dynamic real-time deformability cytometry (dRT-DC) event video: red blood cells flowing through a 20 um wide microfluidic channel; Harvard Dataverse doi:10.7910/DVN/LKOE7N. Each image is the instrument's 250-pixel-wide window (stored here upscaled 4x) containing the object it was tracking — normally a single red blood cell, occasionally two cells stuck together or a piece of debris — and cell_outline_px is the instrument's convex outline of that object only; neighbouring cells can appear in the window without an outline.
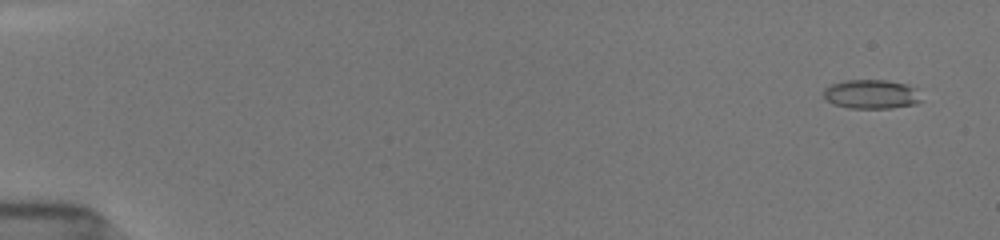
{"species": "common noctule bat (a hibernating species)", "species_latin": "Nyctalus noctula", "temperature_condition": "room temperature", "stored_images_in_passage": 12, "camera_frame_rate_fps": 3000, "um_per_image_px": 0.085, "animal": {"sex": "female", "body_mass_g": 19.5, "forearm_length_mm": 54.1}, "frame": {"image": 1, "passage_image": 2, "time_ms": 0.667, "image_size_px": [1000, 240], "cell_outline_px": [[920, 100], [916, 104], [892, 108], [848, 108], [832, 104], [824, 96], [824, 88], [832, 84], [844, 80], [888, 80], [908, 84], [916, 88]], "centroid_in_image_um": [74.06, 8.0], "position_along_channel_um": 10.9, "area_um2": 16.65}}
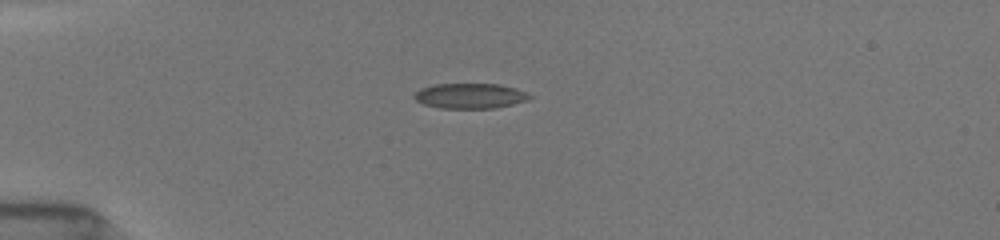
{"frame": {"image": 2, "passage_image": 9, "time_ms": 4.667, "image_size_px": [1000, 240], "cell_outline_px": [[532, 96], [528, 100], [496, 108], [440, 108], [424, 104], [416, 100], [412, 96], [420, 88], [436, 84], [500, 84], [516, 88]], "centroid_in_image_um": [39.94, 8.15], "position_along_channel_um": 45.1, "area_um2": 16.88}}